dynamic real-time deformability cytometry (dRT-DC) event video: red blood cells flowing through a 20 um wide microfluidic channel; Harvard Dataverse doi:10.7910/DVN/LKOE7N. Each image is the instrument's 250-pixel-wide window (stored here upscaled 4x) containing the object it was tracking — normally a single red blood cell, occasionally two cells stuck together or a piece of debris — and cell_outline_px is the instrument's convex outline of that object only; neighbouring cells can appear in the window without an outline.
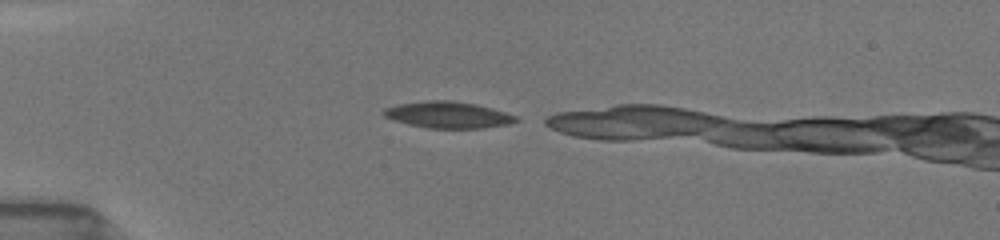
{"species": "common noctule bat (a hibernating species)", "species_latin": "Nyctalus noctula", "temperature_condition": "room temperature", "stored_images_in_passage": 8, "camera_frame_rate_fps": 3000, "um_per_image_px": 0.085, "animal": {"sex": "female", "body_mass_g": 19.5, "forearm_length_mm": 54.1}, "frame": {"image": 1, "passage_image": 1, "time_ms": 0.0, "image_size_px": [1000, 240], "cell_outline_px": [[520, 120], [508, 124], [480, 128], [428, 128], [408, 124], [384, 116], [384, 108], [400, 104], [428, 100], [452, 100], [476, 104], [504, 112], [516, 116]], "centroid_in_image_um": [38.1, 9.76], "position_along_channel_um": 46.9, "area_um2": 20.11}}
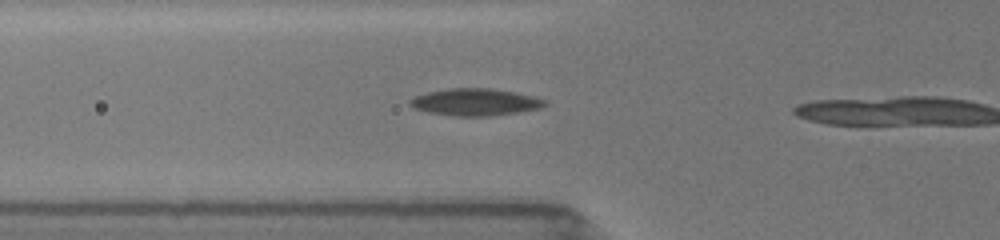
{"frame": {"image": 2, "passage_image": 6, "time_ms": 1.667, "image_size_px": [1000, 240], "cell_outline_px": [[548, 104], [540, 108], [492, 116], [456, 116], [428, 112], [416, 108], [408, 104], [408, 100], [416, 96], [428, 92], [448, 88], [488, 88], [512, 92], [532, 96], [544, 100]], "centroid_in_image_um": [40.36, 8.68], "position_along_channel_um": 85.4, "area_um2": 20.98}}